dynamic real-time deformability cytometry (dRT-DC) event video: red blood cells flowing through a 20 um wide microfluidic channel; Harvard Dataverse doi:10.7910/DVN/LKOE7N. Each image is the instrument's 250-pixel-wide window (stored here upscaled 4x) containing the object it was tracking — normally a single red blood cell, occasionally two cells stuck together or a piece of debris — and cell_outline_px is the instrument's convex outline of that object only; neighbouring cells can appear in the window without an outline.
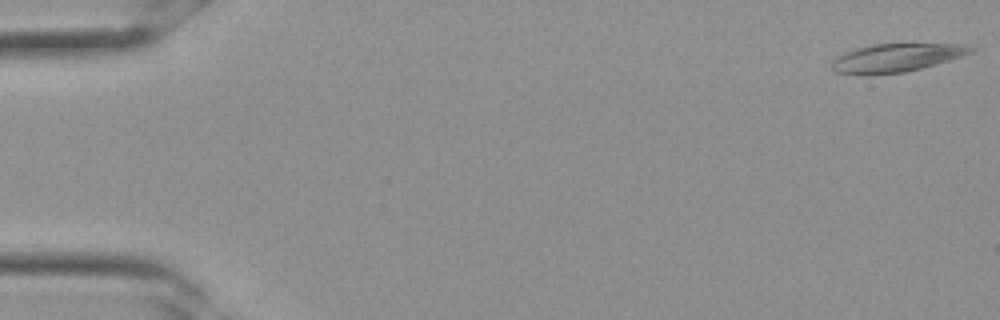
{"species": "Egyptian fruit bat (a non-hibernating species)", "species_latin": "Rousettus aegyptiacus", "temperature_condition": "room temperature", "stored_images_in_passage": 22, "camera_frame_rate_fps": 3000, "um_per_image_px": 0.085, "frame": {"image": 1, "passage_image": 1, "time_ms": 0.0, "image_size_px": [1000, 320], "cell_outline_px": [[980, 48], [972, 52], [948, 60], [920, 68], [904, 72], [868, 76], [832, 72], [832, 60], [836, 56], [872, 44], [964, 44]], "centroid_in_image_um": [76.16, 4.93], "position_along_channel_um": 8.8, "area_um2": 22.89}}
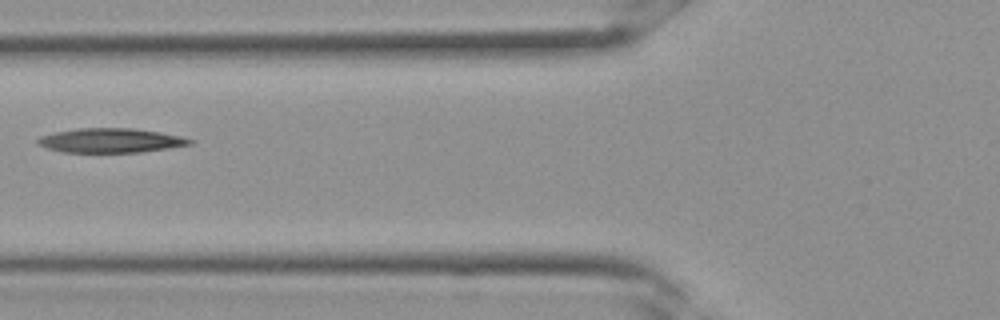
{"frame": {"image": 2, "passage_image": 13, "time_ms": 4.0, "image_size_px": [1000, 320], "cell_outline_px": [[192, 144], [168, 148], [140, 152], [60, 152], [36, 144], [36, 140], [40, 136], [56, 132], [76, 128], [132, 128], [160, 132], [180, 136], [192, 140]], "centroid_in_image_um": [9.36, 11.94], "position_along_channel_um": 116.4, "area_um2": 21.5}}
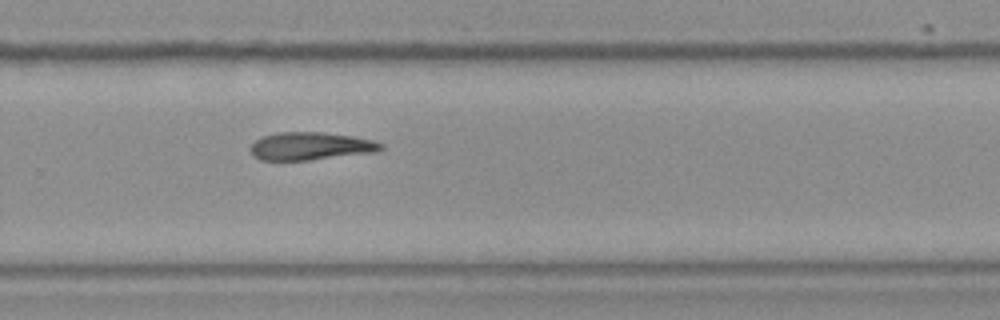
{"frame": {"image": 3, "passage_image": 22, "time_ms": 7.0, "image_size_px": [1000, 320], "cell_outline_px": [[384, 148], [380, 152], [308, 160], [260, 160], [252, 156], [252, 144], [260, 136], [276, 132], [324, 132], [352, 136], [372, 140], [384, 144]], "centroid_in_image_um": [26.43, 12.42], "position_along_channel_um": 303.4, "area_um2": 21.39}}